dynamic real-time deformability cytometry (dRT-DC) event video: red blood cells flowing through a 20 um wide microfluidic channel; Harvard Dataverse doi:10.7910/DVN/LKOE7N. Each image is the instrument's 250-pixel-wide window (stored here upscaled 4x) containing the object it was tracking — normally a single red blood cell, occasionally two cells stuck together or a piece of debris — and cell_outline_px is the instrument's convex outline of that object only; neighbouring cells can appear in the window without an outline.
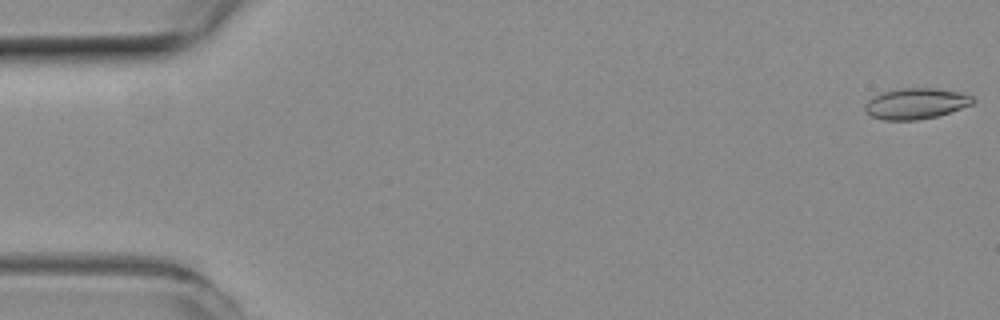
{"species": "common noctule bat (a hibernating species)", "species_latin": "Nyctalus noctula", "temperature_condition": "room temperature", "stored_images_in_passage": 10, "camera_frame_rate_fps": 3000, "um_per_image_px": 0.085, "animal": {"sex": "female", "body_mass_g": 19.3, "forearm_length_mm": 54.1}, "frame": {"image": 1, "passage_image": 1, "time_ms": 0.0, "image_size_px": [1000, 320], "cell_outline_px": [[976, 100], [972, 104], [952, 112], [936, 116], [916, 120], [884, 120], [872, 116], [864, 108], [864, 104], [872, 96], [884, 92], [904, 88], [936, 88], [964, 92], [972, 96]], "centroid_in_image_um": [77.89, 8.79], "position_along_channel_um": 7.1, "area_um2": 19.48}}